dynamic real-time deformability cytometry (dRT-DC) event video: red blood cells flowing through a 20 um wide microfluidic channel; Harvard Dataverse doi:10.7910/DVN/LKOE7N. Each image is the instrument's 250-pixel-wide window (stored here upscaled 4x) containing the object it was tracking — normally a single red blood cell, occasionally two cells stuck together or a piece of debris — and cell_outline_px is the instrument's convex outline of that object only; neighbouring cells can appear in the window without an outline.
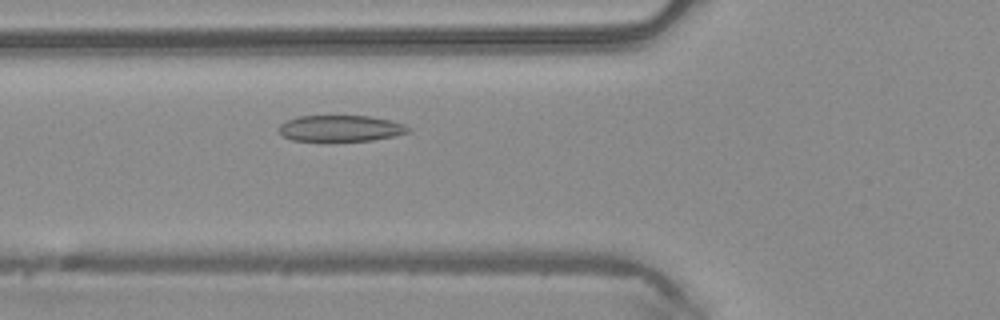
{"species": "common noctule bat (a hibernating species)", "species_latin": "Nyctalus noctula", "temperature_condition": "warm", "stored_images_in_passage": 31, "camera_frame_rate_fps": 3000, "um_per_image_px": 0.085, "animal": {"sex": "male", "body_mass_g": 20.4}, "frame": {"image": 1, "passage_image": 10, "time_ms": 3.0, "image_size_px": [1000, 320], "cell_outline_px": [[412, 132], [372, 140], [328, 144], [324, 144], [292, 140], [280, 136], [276, 128], [280, 124], [296, 116], [368, 116], [388, 120], [404, 124], [412, 128]], "centroid_in_image_um": [28.86, 10.97], "position_along_channel_um": 96.9, "area_um2": 20.92}}
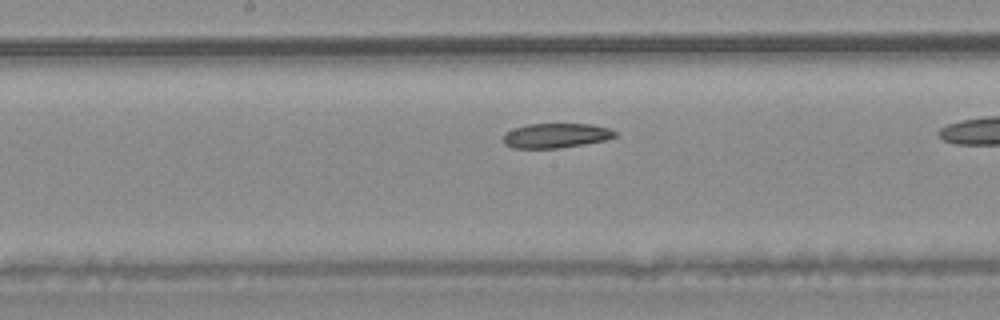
{"frame": {"image": 2, "passage_image": 18, "time_ms": 5.667, "image_size_px": [1000, 320], "cell_outline_px": [[616, 136], [604, 140], [584, 144], [560, 148], [512, 148], [504, 144], [504, 136], [512, 128], [528, 124], [592, 124], [608, 128], [616, 132]], "centroid_in_image_um": [47.24, 11.52], "position_along_channel_um": 201.0, "area_um2": 15.95}}